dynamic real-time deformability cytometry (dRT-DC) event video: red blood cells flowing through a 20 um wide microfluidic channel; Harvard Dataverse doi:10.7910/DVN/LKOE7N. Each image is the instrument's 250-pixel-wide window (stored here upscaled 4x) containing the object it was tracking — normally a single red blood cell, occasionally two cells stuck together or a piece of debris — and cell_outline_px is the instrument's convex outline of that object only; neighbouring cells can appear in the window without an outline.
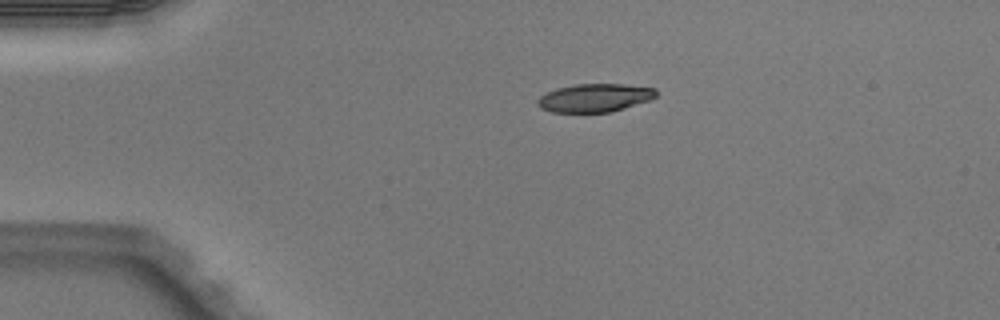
{"species": "Egyptian fruit bat (a non-hibernating species)", "species_latin": "Rousettus aegyptiacus", "temperature_condition": "warm", "stored_images_in_passage": 2, "camera_frame_rate_fps": 3000, "um_per_image_px": 0.085, "animal": {"sex": "male"}, "frame": {"image": 1, "passage_image": 1, "time_ms": 0.0, "image_size_px": [1000, 320], "cell_outline_px": [[656, 96], [648, 100], [612, 112], [552, 112], [540, 108], [536, 104], [536, 100], [540, 96], [556, 88], [576, 84], [624, 84], [656, 88]], "centroid_in_image_um": [50.52, 8.31], "position_along_channel_um": 34.5, "area_um2": 19.48}}
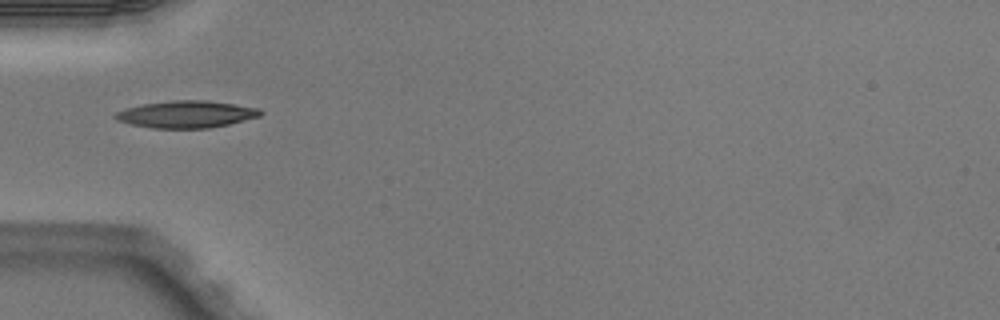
{"frame": {"image": 2, "passage_image": 2, "time_ms": 0.333, "image_size_px": [1000, 320], "cell_outline_px": [[264, 112], [260, 116], [228, 124], [208, 128], [152, 128], [132, 124], [116, 120], [112, 116], [116, 112], [124, 108], [144, 104], [172, 100], [204, 100], [260, 108]], "centroid_in_image_um": [15.82, 9.71], "position_along_channel_um": 69.2, "area_um2": 22.77}}